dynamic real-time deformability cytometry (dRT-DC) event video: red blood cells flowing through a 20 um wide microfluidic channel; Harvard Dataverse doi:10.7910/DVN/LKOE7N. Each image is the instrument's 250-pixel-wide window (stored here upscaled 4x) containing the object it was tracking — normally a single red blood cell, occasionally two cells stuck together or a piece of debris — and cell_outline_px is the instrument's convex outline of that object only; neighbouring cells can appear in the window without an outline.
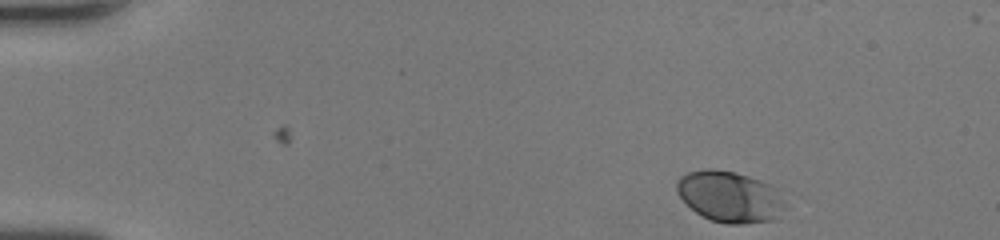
{"species": "human", "species_latin": "Homo sapiens", "temperature_condition": "room temperature", "stored_images_in_passage": 44, "camera_frame_rate_fps": 3000, "um_per_image_px": 0.085, "donor": {"sex": "female"}, "frame": {"image": 1, "passage_image": 1, "time_ms": 0.0, "image_size_px": [1000, 240], "cell_outline_px": [[788, 204], [772, 220], [744, 224], [728, 224], [712, 220], [696, 212], [676, 192], [676, 180], [680, 176], [688, 172], [708, 168], [712, 168], [736, 172], [772, 184], [780, 188]], "centroid_in_image_um": [62.08, 16.69], "position_along_channel_um": 22.9, "area_um2": 32.66}}
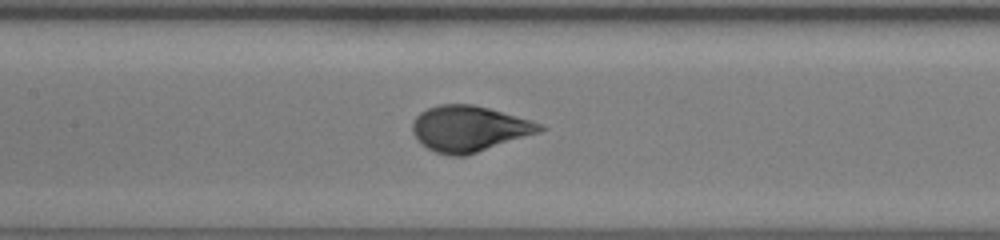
{"frame": {"image": 2, "passage_image": 19, "time_ms": 6.0, "image_size_px": [1000, 240], "cell_outline_px": [[548, 128], [540, 132], [464, 156], [452, 156], [436, 152], [428, 148], [416, 140], [412, 132], [412, 124], [416, 116], [420, 112], [428, 108], [440, 104], [472, 104], [488, 108], [544, 124]], "centroid_in_image_um": [39.87, 10.93], "position_along_channel_um": 167.5, "area_um2": 33.81}}
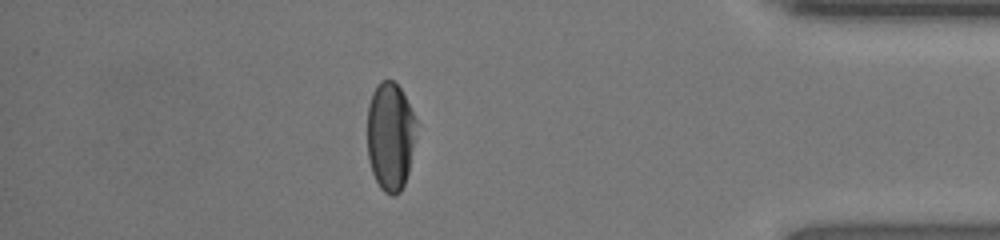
{"frame": {"image": 3, "passage_image": 38, "time_ms": 12.333, "image_size_px": [1000, 240], "cell_outline_px": [[416, 136], [408, 172], [404, 184], [400, 192], [392, 196], [384, 192], [380, 188], [372, 172], [368, 160], [368, 104], [372, 92], [380, 80], [392, 80], [400, 88], [416, 120]], "centroid_in_image_um": [33.17, 11.59], "position_along_channel_um": 402.0, "area_um2": 30.98}, "authors_computed_cell_mechanics": {"area_um2": 32.7726, "velocity_mm_per_s": 4.2693, "shape_relaxation_time_tau1_ms": 3.3161, "shape_relaxation_time_tau2_ms": null, "deformation_change_tau1": 0.1896, "deformation_change_tau2": null}}